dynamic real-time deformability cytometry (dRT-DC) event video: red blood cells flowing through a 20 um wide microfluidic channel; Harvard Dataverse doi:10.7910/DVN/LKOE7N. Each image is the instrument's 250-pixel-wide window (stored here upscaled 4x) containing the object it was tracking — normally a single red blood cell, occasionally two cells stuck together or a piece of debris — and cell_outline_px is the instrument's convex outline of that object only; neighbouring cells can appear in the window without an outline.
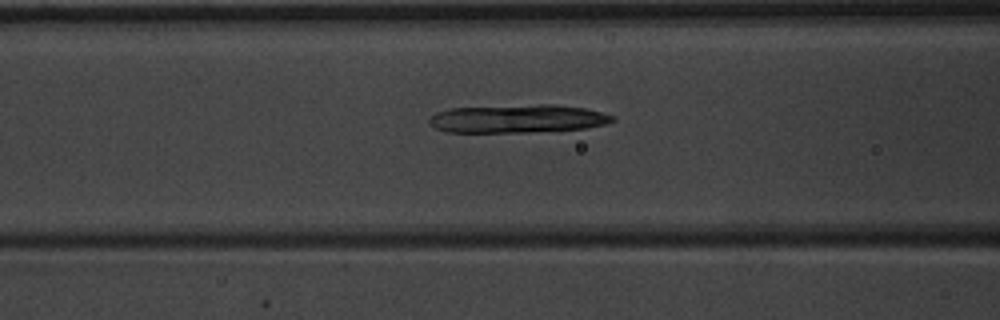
{"species": "common noctule bat (a hibernating species)", "species_latin": "Nyctalus noctula", "temperature_condition": "warm", "stored_images_in_passage": 39, "camera_frame_rate_fps": 3000, "um_per_image_px": 0.085, "animal": {"sex": "male", "body_mass_g": 20.1, "forearm_length_mm": 53.5}, "frame": {"image": 1, "passage_image": 10, "time_ms": 3.0, "image_size_px": [1000, 320], "cell_outline_px": [[616, 120], [608, 124], [588, 128], [528, 132], [448, 132], [436, 128], [428, 124], [428, 120], [436, 112], [452, 108], [536, 104], [552, 104], [584, 108], [616, 116]], "centroid_in_image_um": [44.04, 10.09], "position_along_channel_um": 122.6, "area_um2": 30.29}}
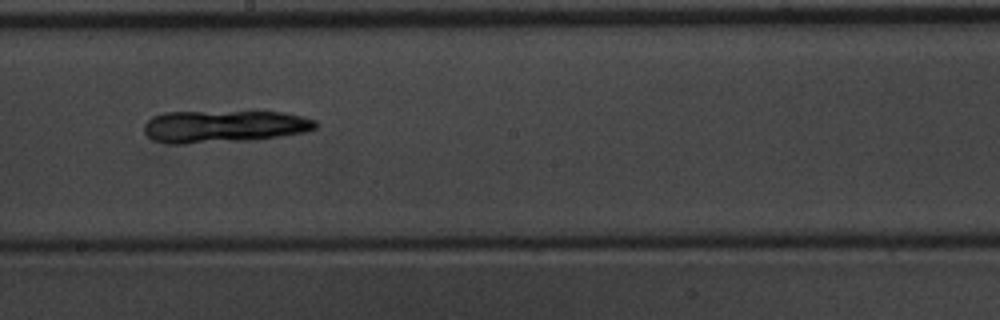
{"frame": {"image": 2, "passage_image": 18, "time_ms": 5.667, "image_size_px": [1000, 320], "cell_outline_px": [[320, 124], [316, 128], [304, 132], [256, 140], [184, 144], [168, 144], [152, 140], [144, 132], [144, 124], [152, 116], [164, 112], [280, 112], [300, 116], [316, 120]], "centroid_in_image_um": [19.01, 10.76], "position_along_channel_um": 229.2, "area_um2": 32.54}}
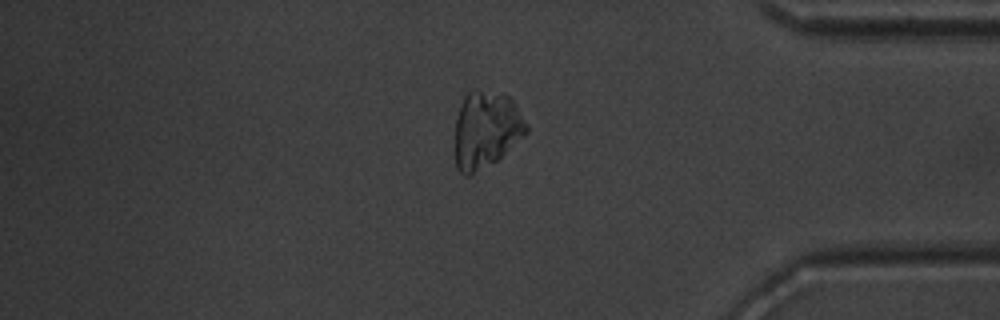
{"frame": {"image": 3, "passage_image": 32, "time_ms": 10.333, "image_size_px": [1000, 320], "cell_outline_px": [[528, 132], [496, 160], [468, 176], [464, 176], [456, 168], [456, 120], [464, 96], [472, 88], [504, 92], [512, 100], [528, 124]], "centroid_in_image_um": [41.33, 10.97], "position_along_channel_um": 393.9, "area_um2": 31.91}}